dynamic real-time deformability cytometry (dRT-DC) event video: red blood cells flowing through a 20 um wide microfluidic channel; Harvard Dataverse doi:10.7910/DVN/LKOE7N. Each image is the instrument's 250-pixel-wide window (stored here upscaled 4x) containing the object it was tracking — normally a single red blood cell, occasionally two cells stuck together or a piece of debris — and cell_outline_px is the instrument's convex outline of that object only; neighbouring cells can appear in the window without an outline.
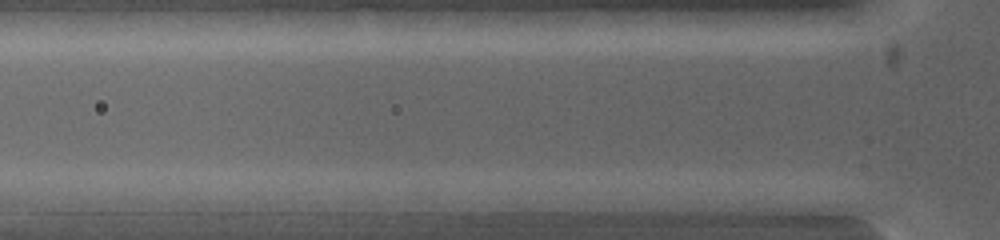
{"species": "common noctule bat (a hibernating species)", "species_latin": "Nyctalus noctula", "temperature_condition": "warm", "stored_images_in_passage": 4, "camera_frame_rate_fps": 5000, "um_per_image_px": 0.085, "animal": {"sex": "female", "body_mass_g": 19.0, "forearm_length_mm": 53.3}, "frame": {"image": 1, "passage_image": 2, "time_ms": 0.4, "image_size_px": [1000, 240], "cell_outline_px": [[604, 200], [564, 212], [504, 212], [496, 200], [580, 192]], "centroid_in_image_um": [46.57, 17.26], "position_along_channel_um": 79.2, "area_um2": 10.4}}